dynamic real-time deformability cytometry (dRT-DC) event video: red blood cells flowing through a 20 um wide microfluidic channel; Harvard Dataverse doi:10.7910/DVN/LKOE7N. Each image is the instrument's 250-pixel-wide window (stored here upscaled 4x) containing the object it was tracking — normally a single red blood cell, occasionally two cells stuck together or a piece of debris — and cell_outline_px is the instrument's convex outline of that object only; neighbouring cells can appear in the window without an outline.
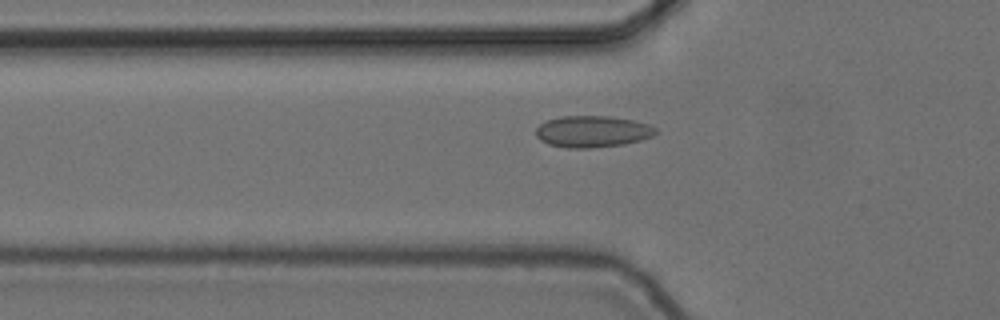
{"species": "common noctule bat (a hibernating species)", "species_latin": "Nyctalus noctula", "temperature_condition": "cold", "stored_images_in_passage": 51, "camera_frame_rate_fps": 3000, "um_per_image_px": 0.085, "animal": {"sex": "female", "body_mass_g": 24.6, "forearm_length_mm": 56.2}, "frame": {"image": 1, "passage_image": 19, "time_ms": 6.0, "image_size_px": [1000, 320], "cell_outline_px": [[660, 132], [652, 136], [640, 140], [624, 144], [592, 148], [568, 148], [548, 144], [540, 140], [536, 136], [536, 128], [540, 124], [548, 120], [560, 116], [608, 116], [632, 120], [648, 124], [656, 128]], "centroid_in_image_um": [50.36, 11.18], "position_along_channel_um": 75.4, "area_um2": 22.08}}
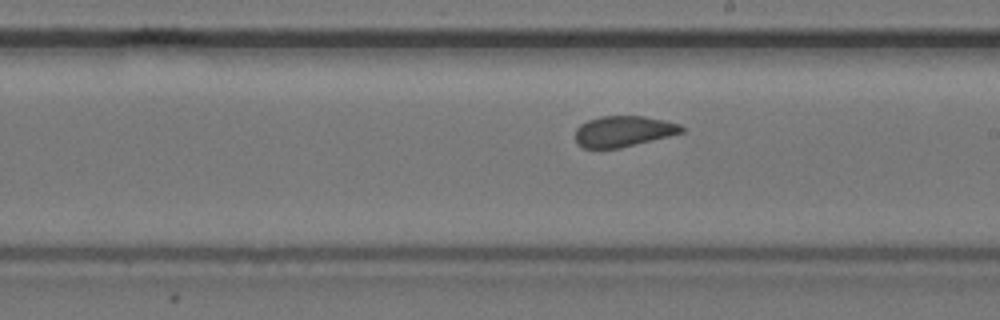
{"frame": {"image": 2, "passage_image": 32, "time_ms": 10.333, "image_size_px": [1000, 320], "cell_outline_px": [[684, 132], [620, 148], [584, 148], [576, 144], [576, 128], [580, 124], [588, 120], [600, 116], [644, 116], [664, 120], [680, 124], [684, 128]], "centroid_in_image_um": [52.97, 11.15], "position_along_channel_um": 236.0, "area_um2": 19.07}}
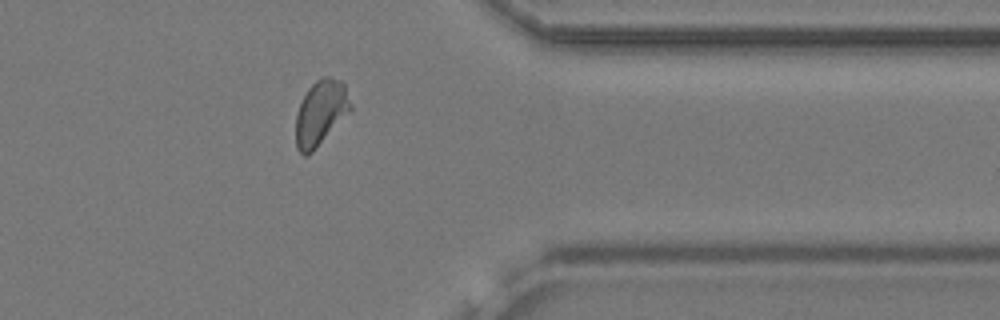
{"frame": {"image": 3, "passage_image": 45, "time_ms": 14.667, "image_size_px": [1000, 320], "cell_outline_px": [[352, 108], [312, 152], [308, 156], [304, 156], [296, 148], [296, 116], [300, 104], [308, 88], [316, 80], [324, 76], [328, 76], [340, 80], [344, 84], [352, 104]], "centroid_in_image_um": [27.25, 9.58], "position_along_channel_um": 384.2, "area_um2": 20.46}, "authors_computed_cell_mechanics": {"area_um2": 20.6924, "velocity_mm_per_s": 3.6908, "shape_relaxation_time_tau1_ms": null, "shape_relaxation_time_tau2_ms": 0.4381, "deformation_change_tau1": null, "deformation_change_tau2": 0.0501}}